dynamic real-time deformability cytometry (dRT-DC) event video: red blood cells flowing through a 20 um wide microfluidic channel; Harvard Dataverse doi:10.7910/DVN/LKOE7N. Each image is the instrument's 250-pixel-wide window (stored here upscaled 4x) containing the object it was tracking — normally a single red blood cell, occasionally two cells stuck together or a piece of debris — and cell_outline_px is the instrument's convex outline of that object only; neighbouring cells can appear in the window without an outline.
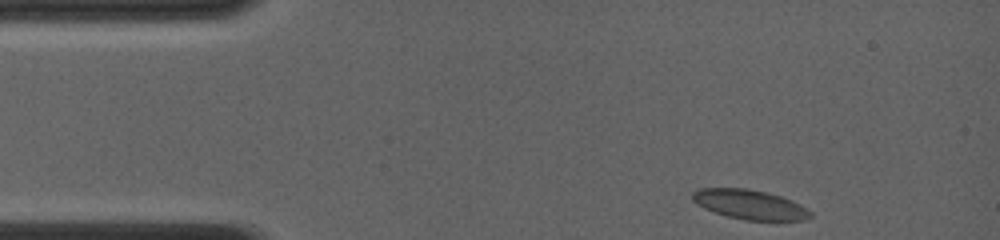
{"species": "common noctule bat (a hibernating species)", "species_latin": "Nyctalus noctula", "temperature_condition": "room temperature", "stored_images_in_passage": 52, "camera_frame_rate_fps": 4000, "um_per_image_px": 0.085, "animal": {"sex": "female", "body_mass_g": 19.0, "forearm_length_mm": 56.7}, "frame": {"image": 1, "passage_image": 1, "time_ms": 0.0, "image_size_px": [1000, 240], "cell_outline_px": [[812, 216], [804, 220], [744, 220], [728, 216], [704, 208], [696, 204], [692, 200], [692, 192], [700, 188], [744, 188], [768, 192], [792, 200], [800, 204], [812, 212]], "centroid_in_image_um": [63.73, 17.37], "position_along_channel_um": 21.3, "area_um2": 20.29}}
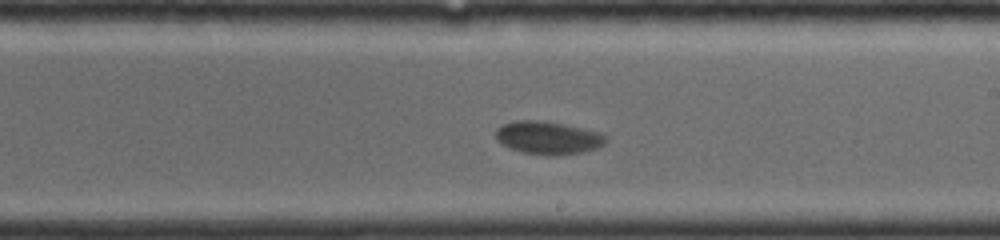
{"frame": {"image": 2, "passage_image": 30, "time_ms": 7.25, "image_size_px": [1000, 240], "cell_outline_px": [[608, 140], [604, 144], [596, 148], [580, 152], [552, 156], [548, 156], [524, 152], [508, 148], [496, 140], [496, 128], [500, 124], [516, 120], [540, 120], [564, 124], [584, 128], [600, 132], [608, 136]], "centroid_in_image_um": [46.57, 11.7], "position_along_channel_um": 242.4, "area_um2": 21.39}}
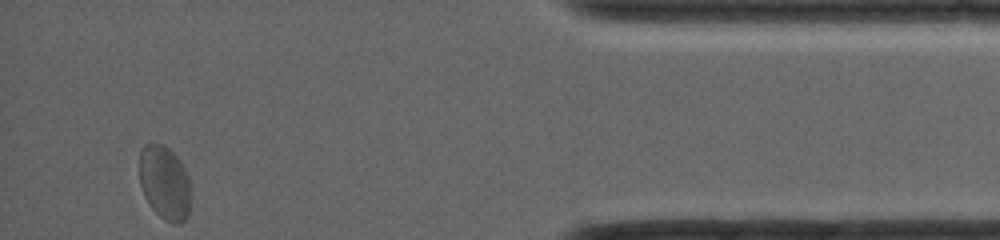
{"frame": {"image": 3, "passage_image": 52, "time_ms": 12.75, "image_size_px": [1000, 240], "cell_outline_px": [[192, 200], [188, 216], [180, 224], [176, 224], [164, 220], [152, 208], [144, 196], [140, 184], [140, 152], [144, 144], [164, 144], [180, 160], [188, 176], [192, 196]], "centroid_in_image_um": [14.03, 15.56], "position_along_channel_um": 421.2, "area_um2": 22.43}, "authors_computed_cell_mechanics": {"area_um2": 20.8947, "velocity_mm_per_s": 3.9927, "shape_relaxation_time_tau1_ms": 8.028, "shape_relaxation_time_tau2_ms": null, "deformation_change_tau1": 0.1482, "deformation_change_tau2": null}}